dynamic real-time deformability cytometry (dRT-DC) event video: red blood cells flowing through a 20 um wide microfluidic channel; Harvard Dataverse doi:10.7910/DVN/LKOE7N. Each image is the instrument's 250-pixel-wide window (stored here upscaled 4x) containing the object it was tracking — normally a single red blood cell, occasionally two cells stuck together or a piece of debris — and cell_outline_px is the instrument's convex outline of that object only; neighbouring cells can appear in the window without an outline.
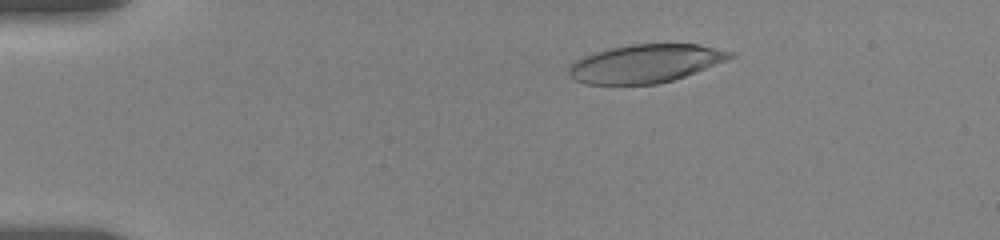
{"species": "human", "species_latin": "Homo sapiens", "temperature_condition": "room temperature", "stored_images_in_passage": 55, "camera_frame_rate_fps": 3000, "um_per_image_px": 0.085, "donor": {"sex": "female"}, "frame": {"image": 1, "passage_image": 11, "time_ms": 3.333, "image_size_px": [1000, 240], "cell_outline_px": [[736, 56], [696, 72], [672, 80], [656, 84], [584, 84], [568, 76], [568, 68], [576, 60], [584, 56], [608, 48], [628, 44], [700, 44], [736, 52]], "centroid_in_image_um": [54.87, 5.39], "position_along_channel_um": 30.1, "area_um2": 36.01}}
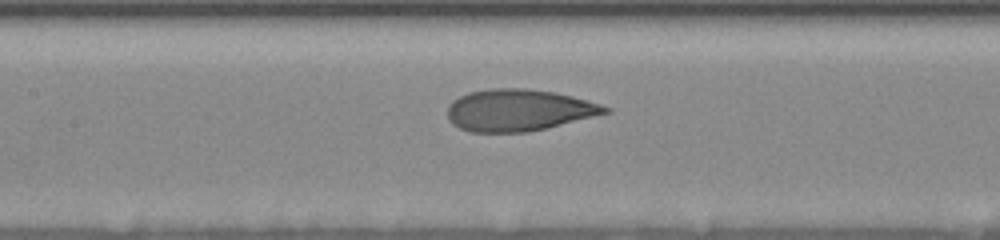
{"frame": {"image": 2, "passage_image": 27, "time_ms": 9.0, "image_size_px": [1000, 240], "cell_outline_px": [[612, 112], [548, 128], [528, 132], [472, 132], [460, 128], [452, 124], [448, 120], [448, 104], [452, 100], [468, 92], [488, 88], [528, 88], [556, 92], [572, 96], [600, 104], [612, 108]], "centroid_in_image_um": [44.1, 9.36], "position_along_channel_um": 163.3, "area_um2": 38.78}}
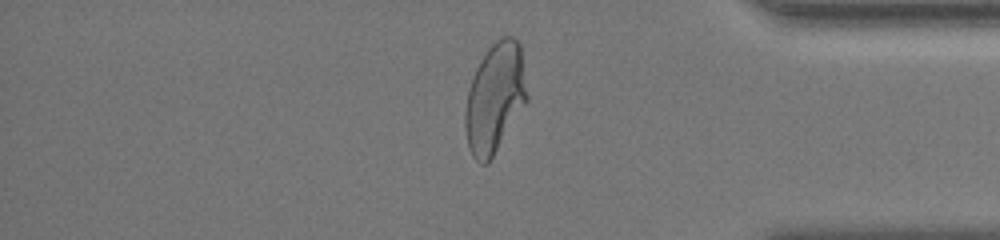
{"frame": {"image": 3, "passage_image": 48, "time_ms": 16.0, "image_size_px": [1000, 240], "cell_outline_px": [[528, 100], [488, 164], [480, 164], [472, 156], [468, 144], [464, 124], [464, 116], [468, 88], [476, 68], [480, 60], [488, 48], [496, 40], [504, 36], [512, 36], [520, 44], [528, 96]], "centroid_in_image_um": [42.06, 8.33], "position_along_channel_um": 393.1, "area_um2": 39.48}, "authors_computed_cell_mechanics": {"area_um2": 38.4948, "velocity_mm_per_s": 3.532, "shape_relaxation_time_tau1_ms": 4.6887, "shape_relaxation_time_tau2_ms": 1.0154, "deformation_change_tau1": 0.2049, "deformation_change_tau2": 0.0705}}